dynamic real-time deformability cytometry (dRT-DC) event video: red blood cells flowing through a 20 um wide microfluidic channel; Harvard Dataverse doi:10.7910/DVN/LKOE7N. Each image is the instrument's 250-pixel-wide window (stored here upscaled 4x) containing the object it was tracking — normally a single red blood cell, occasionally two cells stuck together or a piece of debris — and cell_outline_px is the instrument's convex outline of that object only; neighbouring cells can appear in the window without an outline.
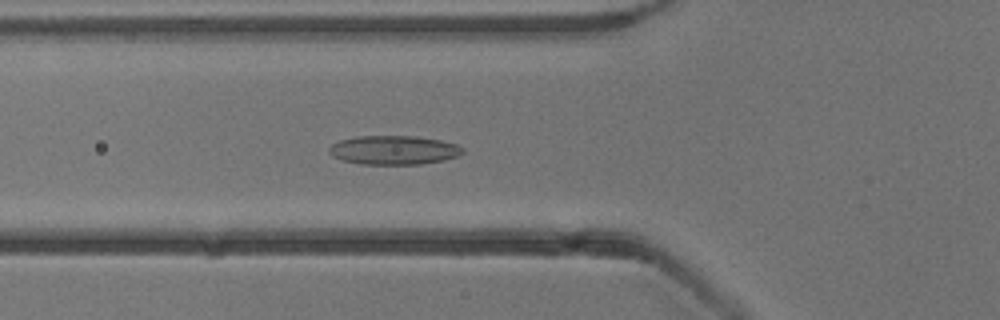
{"species": "common noctule bat (a hibernating species)", "species_latin": "Nyctalus noctula", "temperature_condition": "cold", "stored_images_in_passage": 54, "camera_frame_rate_fps": 3000, "um_per_image_px": 0.085, "animal": {"sex": "male", "body_mass_g": 13.3}, "frame": {"image": 1, "passage_image": 20, "time_ms": 6.333, "image_size_px": [1000, 320], "cell_outline_px": [[464, 152], [456, 156], [444, 160], [420, 164], [360, 164], [344, 160], [332, 156], [328, 152], [328, 148], [332, 144], [340, 140], [356, 136], [416, 136], [440, 140], [456, 144], [464, 148]], "centroid_in_image_um": [33.46, 12.75], "position_along_channel_um": 92.3, "area_um2": 22.54}}
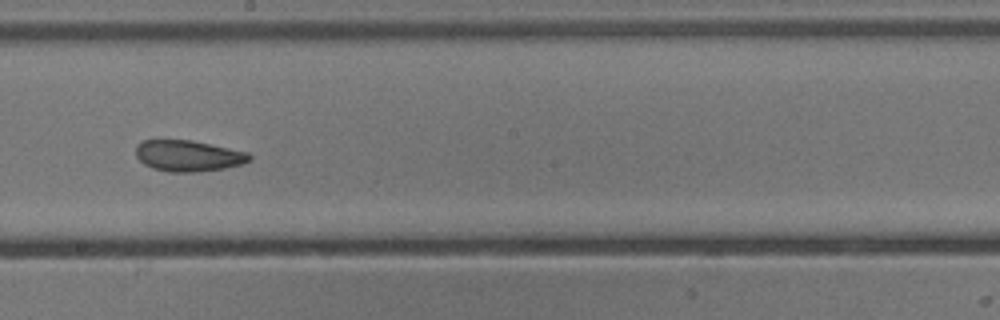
{"frame": {"image": 2, "passage_image": 31, "time_ms": 10.0, "image_size_px": [1000, 320], "cell_outline_px": [[252, 160], [244, 164], [224, 168], [196, 172], [168, 172], [152, 168], [144, 164], [136, 156], [136, 144], [144, 140], [192, 140], [248, 152], [252, 156]], "centroid_in_image_um": [16.02, 13.25], "position_along_channel_um": 232.2, "area_um2": 20.75}}
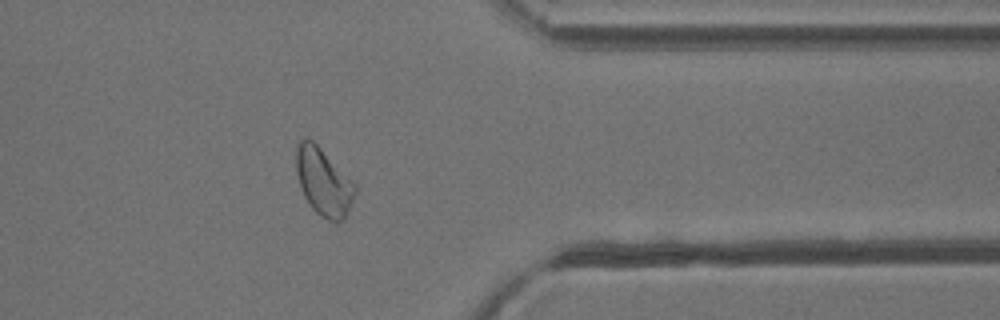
{"frame": {"image": 3, "passage_image": 44, "time_ms": 14.333, "image_size_px": [1000, 320], "cell_outline_px": [[356, 192], [348, 212], [344, 220], [336, 224], [320, 216], [312, 208], [304, 196], [300, 188], [296, 172], [296, 144], [304, 136], [308, 136], [356, 184]], "centroid_in_image_um": [27.49, 15.47], "position_along_channel_um": 383.9, "area_um2": 23.35}, "authors_computed_cell_mechanics": {"area_um2": 23.2356, "velocity_mm_per_s": 3.8002, "shape_relaxation_time_tau1_ms": 8.0455, "shape_relaxation_time_tau2_ms": 2.1709, "deformation_change_tau1": 0.154, "deformation_change_tau2": 0.0882}}